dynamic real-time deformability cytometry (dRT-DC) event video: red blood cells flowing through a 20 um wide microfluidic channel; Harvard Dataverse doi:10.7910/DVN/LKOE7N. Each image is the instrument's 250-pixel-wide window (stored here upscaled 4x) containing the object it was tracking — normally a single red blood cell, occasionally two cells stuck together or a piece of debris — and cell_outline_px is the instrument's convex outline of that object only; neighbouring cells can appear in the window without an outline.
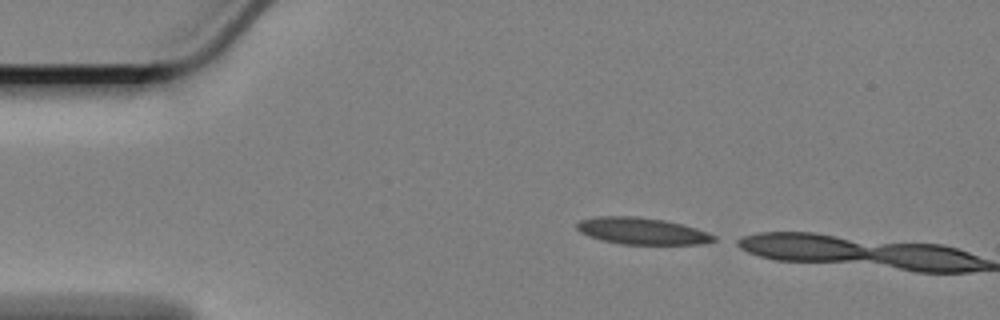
{"species": "Egyptian fruit bat (a non-hibernating species)", "species_latin": "Rousettus aegyptiacus", "temperature_condition": "cold", "stored_images_in_passage": 2, "camera_frame_rate_fps": 3000, "um_per_image_px": 0.085, "animal": {"sex": "female"}, "frame": {"image": 1, "passage_image": 1, "time_ms": 0.0, "image_size_px": [1000, 320], "cell_outline_px": [[716, 240], [700, 244], [624, 244], [604, 240], [588, 236], [580, 232], [576, 228], [576, 224], [580, 220], [600, 216], [636, 216], [664, 220], [696, 228], [708, 232], [716, 236]], "centroid_in_image_um": [54.57, 19.63], "position_along_channel_um": 30.4, "area_um2": 21.15}}